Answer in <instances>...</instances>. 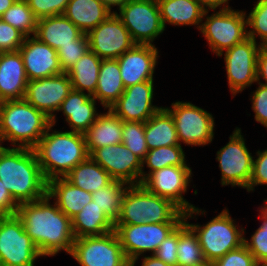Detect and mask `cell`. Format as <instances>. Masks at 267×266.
I'll return each instance as SVG.
<instances>
[{"label":"cell","mask_w":267,"mask_h":266,"mask_svg":"<svg viewBox=\"0 0 267 266\" xmlns=\"http://www.w3.org/2000/svg\"><path fill=\"white\" fill-rule=\"evenodd\" d=\"M50 200L46 195L21 203L16 215L42 256H54L61 250L71 254L75 240L71 219Z\"/></svg>","instance_id":"1"},{"label":"cell","mask_w":267,"mask_h":266,"mask_svg":"<svg viewBox=\"0 0 267 266\" xmlns=\"http://www.w3.org/2000/svg\"><path fill=\"white\" fill-rule=\"evenodd\" d=\"M0 180L18 203L47 195L45 179L34 149L0 146Z\"/></svg>","instance_id":"2"},{"label":"cell","mask_w":267,"mask_h":266,"mask_svg":"<svg viewBox=\"0 0 267 266\" xmlns=\"http://www.w3.org/2000/svg\"><path fill=\"white\" fill-rule=\"evenodd\" d=\"M52 127L51 124L34 148L47 181L66 176L77 164L89 157L84 134L53 131Z\"/></svg>","instance_id":"3"},{"label":"cell","mask_w":267,"mask_h":266,"mask_svg":"<svg viewBox=\"0 0 267 266\" xmlns=\"http://www.w3.org/2000/svg\"><path fill=\"white\" fill-rule=\"evenodd\" d=\"M50 125L51 119L25 99L4 101L0 109V145L7 140L13 147L34 149Z\"/></svg>","instance_id":"4"},{"label":"cell","mask_w":267,"mask_h":266,"mask_svg":"<svg viewBox=\"0 0 267 266\" xmlns=\"http://www.w3.org/2000/svg\"><path fill=\"white\" fill-rule=\"evenodd\" d=\"M184 217V212L170 200L152 194L142 184H135L124 194L116 224L182 223Z\"/></svg>","instance_id":"5"},{"label":"cell","mask_w":267,"mask_h":266,"mask_svg":"<svg viewBox=\"0 0 267 266\" xmlns=\"http://www.w3.org/2000/svg\"><path fill=\"white\" fill-rule=\"evenodd\" d=\"M204 212L205 210L193 207L184 213V221L197 235L207 262L213 263L227 252L243 245L245 230L242 227L238 229V225L233 222L227 209L222 210L220 214L202 226L187 222L188 218H194L193 214L203 215Z\"/></svg>","instance_id":"6"},{"label":"cell","mask_w":267,"mask_h":266,"mask_svg":"<svg viewBox=\"0 0 267 266\" xmlns=\"http://www.w3.org/2000/svg\"><path fill=\"white\" fill-rule=\"evenodd\" d=\"M243 11H235L232 8L219 10L211 16L205 17L200 31L208 41L212 52L217 56L234 45L243 42L247 37V19Z\"/></svg>","instance_id":"7"},{"label":"cell","mask_w":267,"mask_h":266,"mask_svg":"<svg viewBox=\"0 0 267 266\" xmlns=\"http://www.w3.org/2000/svg\"><path fill=\"white\" fill-rule=\"evenodd\" d=\"M181 223L115 224L120 244L130 266H135L140 255L147 251L153 255L161 242Z\"/></svg>","instance_id":"8"},{"label":"cell","mask_w":267,"mask_h":266,"mask_svg":"<svg viewBox=\"0 0 267 266\" xmlns=\"http://www.w3.org/2000/svg\"><path fill=\"white\" fill-rule=\"evenodd\" d=\"M40 256L18 216H0V266H34Z\"/></svg>","instance_id":"9"},{"label":"cell","mask_w":267,"mask_h":266,"mask_svg":"<svg viewBox=\"0 0 267 266\" xmlns=\"http://www.w3.org/2000/svg\"><path fill=\"white\" fill-rule=\"evenodd\" d=\"M118 11L116 15L135 44L154 45V39L165 30L157 0H129Z\"/></svg>","instance_id":"10"},{"label":"cell","mask_w":267,"mask_h":266,"mask_svg":"<svg viewBox=\"0 0 267 266\" xmlns=\"http://www.w3.org/2000/svg\"><path fill=\"white\" fill-rule=\"evenodd\" d=\"M70 255L81 266H130L115 231L75 238Z\"/></svg>","instance_id":"11"},{"label":"cell","mask_w":267,"mask_h":266,"mask_svg":"<svg viewBox=\"0 0 267 266\" xmlns=\"http://www.w3.org/2000/svg\"><path fill=\"white\" fill-rule=\"evenodd\" d=\"M165 108L174 119L180 145L204 146L212 142L215 122L211 113L182 101L172 103L171 109Z\"/></svg>","instance_id":"12"},{"label":"cell","mask_w":267,"mask_h":266,"mask_svg":"<svg viewBox=\"0 0 267 266\" xmlns=\"http://www.w3.org/2000/svg\"><path fill=\"white\" fill-rule=\"evenodd\" d=\"M229 139V142L216 153L222 174L221 185L240 186L249 192L255 157L245 145L241 128H235Z\"/></svg>","instance_id":"13"},{"label":"cell","mask_w":267,"mask_h":266,"mask_svg":"<svg viewBox=\"0 0 267 266\" xmlns=\"http://www.w3.org/2000/svg\"><path fill=\"white\" fill-rule=\"evenodd\" d=\"M261 44L246 38L225 51L228 85L233 97L257 82V60Z\"/></svg>","instance_id":"14"},{"label":"cell","mask_w":267,"mask_h":266,"mask_svg":"<svg viewBox=\"0 0 267 266\" xmlns=\"http://www.w3.org/2000/svg\"><path fill=\"white\" fill-rule=\"evenodd\" d=\"M190 178L192 170L189 166H167L150 173L141 184L152 194L170 200L185 213L195 207L183 197Z\"/></svg>","instance_id":"15"},{"label":"cell","mask_w":267,"mask_h":266,"mask_svg":"<svg viewBox=\"0 0 267 266\" xmlns=\"http://www.w3.org/2000/svg\"><path fill=\"white\" fill-rule=\"evenodd\" d=\"M87 37L89 49L100 59H117L135 45L115 11L89 31Z\"/></svg>","instance_id":"16"},{"label":"cell","mask_w":267,"mask_h":266,"mask_svg":"<svg viewBox=\"0 0 267 266\" xmlns=\"http://www.w3.org/2000/svg\"><path fill=\"white\" fill-rule=\"evenodd\" d=\"M111 178L129 185L141 184L142 160L123 143L95 149L89 155Z\"/></svg>","instance_id":"17"},{"label":"cell","mask_w":267,"mask_h":266,"mask_svg":"<svg viewBox=\"0 0 267 266\" xmlns=\"http://www.w3.org/2000/svg\"><path fill=\"white\" fill-rule=\"evenodd\" d=\"M71 90L70 78L64 72L48 78L29 80L24 99L36 109L44 112L54 126L56 123L54 113L58 112L61 103Z\"/></svg>","instance_id":"18"},{"label":"cell","mask_w":267,"mask_h":266,"mask_svg":"<svg viewBox=\"0 0 267 266\" xmlns=\"http://www.w3.org/2000/svg\"><path fill=\"white\" fill-rule=\"evenodd\" d=\"M154 82L145 81L125 88L123 94L110 107L122 121L146 122L162 108L152 104Z\"/></svg>","instance_id":"19"},{"label":"cell","mask_w":267,"mask_h":266,"mask_svg":"<svg viewBox=\"0 0 267 266\" xmlns=\"http://www.w3.org/2000/svg\"><path fill=\"white\" fill-rule=\"evenodd\" d=\"M18 51L22 56L28 80H38L64 73L57 51L35 36L26 37Z\"/></svg>","instance_id":"20"},{"label":"cell","mask_w":267,"mask_h":266,"mask_svg":"<svg viewBox=\"0 0 267 266\" xmlns=\"http://www.w3.org/2000/svg\"><path fill=\"white\" fill-rule=\"evenodd\" d=\"M158 53L154 45L135 44L117 58L125 88L145 81H154Z\"/></svg>","instance_id":"21"},{"label":"cell","mask_w":267,"mask_h":266,"mask_svg":"<svg viewBox=\"0 0 267 266\" xmlns=\"http://www.w3.org/2000/svg\"><path fill=\"white\" fill-rule=\"evenodd\" d=\"M28 81L20 52H0V97L24 99Z\"/></svg>","instance_id":"22"},{"label":"cell","mask_w":267,"mask_h":266,"mask_svg":"<svg viewBox=\"0 0 267 266\" xmlns=\"http://www.w3.org/2000/svg\"><path fill=\"white\" fill-rule=\"evenodd\" d=\"M96 99L86 92L72 89L61 103L62 111L71 131L84 134L98 117Z\"/></svg>","instance_id":"23"},{"label":"cell","mask_w":267,"mask_h":266,"mask_svg":"<svg viewBox=\"0 0 267 266\" xmlns=\"http://www.w3.org/2000/svg\"><path fill=\"white\" fill-rule=\"evenodd\" d=\"M47 195L50 199H55L54 203L70 219L92 201V193L74 186L64 177L47 181Z\"/></svg>","instance_id":"24"},{"label":"cell","mask_w":267,"mask_h":266,"mask_svg":"<svg viewBox=\"0 0 267 266\" xmlns=\"http://www.w3.org/2000/svg\"><path fill=\"white\" fill-rule=\"evenodd\" d=\"M83 32L64 15L41 18L37 22L35 37L56 51L73 44Z\"/></svg>","instance_id":"25"},{"label":"cell","mask_w":267,"mask_h":266,"mask_svg":"<svg viewBox=\"0 0 267 266\" xmlns=\"http://www.w3.org/2000/svg\"><path fill=\"white\" fill-rule=\"evenodd\" d=\"M164 29L166 22L171 25H196L201 28L203 18L209 10H205L198 0H157Z\"/></svg>","instance_id":"26"},{"label":"cell","mask_w":267,"mask_h":266,"mask_svg":"<svg viewBox=\"0 0 267 266\" xmlns=\"http://www.w3.org/2000/svg\"><path fill=\"white\" fill-rule=\"evenodd\" d=\"M123 121L110 109L100 113L95 122L84 133L89 155L98 148L122 143Z\"/></svg>","instance_id":"27"},{"label":"cell","mask_w":267,"mask_h":266,"mask_svg":"<svg viewBox=\"0 0 267 266\" xmlns=\"http://www.w3.org/2000/svg\"><path fill=\"white\" fill-rule=\"evenodd\" d=\"M111 13L100 0H70L63 15L87 34Z\"/></svg>","instance_id":"28"},{"label":"cell","mask_w":267,"mask_h":266,"mask_svg":"<svg viewBox=\"0 0 267 266\" xmlns=\"http://www.w3.org/2000/svg\"><path fill=\"white\" fill-rule=\"evenodd\" d=\"M124 90L117 59H102L97 88L92 97L99 100L105 109H110Z\"/></svg>","instance_id":"29"},{"label":"cell","mask_w":267,"mask_h":266,"mask_svg":"<svg viewBox=\"0 0 267 266\" xmlns=\"http://www.w3.org/2000/svg\"><path fill=\"white\" fill-rule=\"evenodd\" d=\"M145 138L149 150L180 144L174 119L166 108L162 107L145 122Z\"/></svg>","instance_id":"30"},{"label":"cell","mask_w":267,"mask_h":266,"mask_svg":"<svg viewBox=\"0 0 267 266\" xmlns=\"http://www.w3.org/2000/svg\"><path fill=\"white\" fill-rule=\"evenodd\" d=\"M71 222L75 238L103 235L114 231V224L93 201L86 204Z\"/></svg>","instance_id":"31"},{"label":"cell","mask_w":267,"mask_h":266,"mask_svg":"<svg viewBox=\"0 0 267 266\" xmlns=\"http://www.w3.org/2000/svg\"><path fill=\"white\" fill-rule=\"evenodd\" d=\"M64 178L89 193L96 192L113 181L110 174L90 156L77 164Z\"/></svg>","instance_id":"32"},{"label":"cell","mask_w":267,"mask_h":266,"mask_svg":"<svg viewBox=\"0 0 267 266\" xmlns=\"http://www.w3.org/2000/svg\"><path fill=\"white\" fill-rule=\"evenodd\" d=\"M102 63L90 49L66 72L70 78L72 89L87 91L91 96L97 88L99 70Z\"/></svg>","instance_id":"33"},{"label":"cell","mask_w":267,"mask_h":266,"mask_svg":"<svg viewBox=\"0 0 267 266\" xmlns=\"http://www.w3.org/2000/svg\"><path fill=\"white\" fill-rule=\"evenodd\" d=\"M203 250L199 245L197 235L183 221L179 225L177 245V266H199L206 263Z\"/></svg>","instance_id":"34"},{"label":"cell","mask_w":267,"mask_h":266,"mask_svg":"<svg viewBox=\"0 0 267 266\" xmlns=\"http://www.w3.org/2000/svg\"><path fill=\"white\" fill-rule=\"evenodd\" d=\"M129 186L125 182L113 180L106 187L92 193V201L103 210L105 216L114 225L118 221L122 199Z\"/></svg>","instance_id":"35"},{"label":"cell","mask_w":267,"mask_h":266,"mask_svg":"<svg viewBox=\"0 0 267 266\" xmlns=\"http://www.w3.org/2000/svg\"><path fill=\"white\" fill-rule=\"evenodd\" d=\"M149 169V172H141V182L152 172L162 169L167 166H188L185 161V153L182 146H162L156 149L149 150L142 161Z\"/></svg>","instance_id":"36"},{"label":"cell","mask_w":267,"mask_h":266,"mask_svg":"<svg viewBox=\"0 0 267 266\" xmlns=\"http://www.w3.org/2000/svg\"><path fill=\"white\" fill-rule=\"evenodd\" d=\"M0 18L26 37L36 33L38 19L25 0L15 1Z\"/></svg>","instance_id":"37"},{"label":"cell","mask_w":267,"mask_h":266,"mask_svg":"<svg viewBox=\"0 0 267 266\" xmlns=\"http://www.w3.org/2000/svg\"><path fill=\"white\" fill-rule=\"evenodd\" d=\"M122 143L143 161L149 151L145 138V123L123 121Z\"/></svg>","instance_id":"38"},{"label":"cell","mask_w":267,"mask_h":266,"mask_svg":"<svg viewBox=\"0 0 267 266\" xmlns=\"http://www.w3.org/2000/svg\"><path fill=\"white\" fill-rule=\"evenodd\" d=\"M246 19L247 27H250L247 37L256 42L258 36L260 44L267 46V0H258Z\"/></svg>","instance_id":"39"},{"label":"cell","mask_w":267,"mask_h":266,"mask_svg":"<svg viewBox=\"0 0 267 266\" xmlns=\"http://www.w3.org/2000/svg\"><path fill=\"white\" fill-rule=\"evenodd\" d=\"M260 216L262 224L256 229L253 235H251V240H247L244 237L243 244L253 255L255 260L261 265L265 266L267 264V212L261 208Z\"/></svg>","instance_id":"40"},{"label":"cell","mask_w":267,"mask_h":266,"mask_svg":"<svg viewBox=\"0 0 267 266\" xmlns=\"http://www.w3.org/2000/svg\"><path fill=\"white\" fill-rule=\"evenodd\" d=\"M89 42L86 33H82L73 44L61 46L57 50V55L63 72H67L87 51Z\"/></svg>","instance_id":"41"},{"label":"cell","mask_w":267,"mask_h":266,"mask_svg":"<svg viewBox=\"0 0 267 266\" xmlns=\"http://www.w3.org/2000/svg\"><path fill=\"white\" fill-rule=\"evenodd\" d=\"M212 266H261L243 244L211 263Z\"/></svg>","instance_id":"42"},{"label":"cell","mask_w":267,"mask_h":266,"mask_svg":"<svg viewBox=\"0 0 267 266\" xmlns=\"http://www.w3.org/2000/svg\"><path fill=\"white\" fill-rule=\"evenodd\" d=\"M35 17L39 20L45 17L63 15L70 0H25Z\"/></svg>","instance_id":"43"},{"label":"cell","mask_w":267,"mask_h":266,"mask_svg":"<svg viewBox=\"0 0 267 266\" xmlns=\"http://www.w3.org/2000/svg\"><path fill=\"white\" fill-rule=\"evenodd\" d=\"M26 36L0 18V52H15L23 45Z\"/></svg>","instance_id":"44"},{"label":"cell","mask_w":267,"mask_h":266,"mask_svg":"<svg viewBox=\"0 0 267 266\" xmlns=\"http://www.w3.org/2000/svg\"><path fill=\"white\" fill-rule=\"evenodd\" d=\"M179 239V226L158 246L153 254L165 264L177 266V245Z\"/></svg>","instance_id":"45"},{"label":"cell","mask_w":267,"mask_h":266,"mask_svg":"<svg viewBox=\"0 0 267 266\" xmlns=\"http://www.w3.org/2000/svg\"><path fill=\"white\" fill-rule=\"evenodd\" d=\"M257 158L253 159L252 177L249 183V192L257 185H267V149L256 152Z\"/></svg>","instance_id":"46"},{"label":"cell","mask_w":267,"mask_h":266,"mask_svg":"<svg viewBox=\"0 0 267 266\" xmlns=\"http://www.w3.org/2000/svg\"><path fill=\"white\" fill-rule=\"evenodd\" d=\"M251 96L255 120L267 128V86L260 83Z\"/></svg>","instance_id":"47"},{"label":"cell","mask_w":267,"mask_h":266,"mask_svg":"<svg viewBox=\"0 0 267 266\" xmlns=\"http://www.w3.org/2000/svg\"><path fill=\"white\" fill-rule=\"evenodd\" d=\"M19 204L13 199L10 192L0 180V216L16 215Z\"/></svg>","instance_id":"48"},{"label":"cell","mask_w":267,"mask_h":266,"mask_svg":"<svg viewBox=\"0 0 267 266\" xmlns=\"http://www.w3.org/2000/svg\"><path fill=\"white\" fill-rule=\"evenodd\" d=\"M265 80V83L260 82V78ZM257 83L267 86V46H261L257 60Z\"/></svg>","instance_id":"49"},{"label":"cell","mask_w":267,"mask_h":266,"mask_svg":"<svg viewBox=\"0 0 267 266\" xmlns=\"http://www.w3.org/2000/svg\"><path fill=\"white\" fill-rule=\"evenodd\" d=\"M229 0H198L200 5L205 9V10H216V8H221V10H226V9H231V7L228 5ZM223 4V5H222ZM226 4V5H224ZM208 7V8H207Z\"/></svg>","instance_id":"50"},{"label":"cell","mask_w":267,"mask_h":266,"mask_svg":"<svg viewBox=\"0 0 267 266\" xmlns=\"http://www.w3.org/2000/svg\"><path fill=\"white\" fill-rule=\"evenodd\" d=\"M141 266H170L158 259L156 256H144Z\"/></svg>","instance_id":"51"},{"label":"cell","mask_w":267,"mask_h":266,"mask_svg":"<svg viewBox=\"0 0 267 266\" xmlns=\"http://www.w3.org/2000/svg\"><path fill=\"white\" fill-rule=\"evenodd\" d=\"M110 11L112 7L118 6L117 8H121L124 6L129 0H100Z\"/></svg>","instance_id":"52"},{"label":"cell","mask_w":267,"mask_h":266,"mask_svg":"<svg viewBox=\"0 0 267 266\" xmlns=\"http://www.w3.org/2000/svg\"><path fill=\"white\" fill-rule=\"evenodd\" d=\"M15 1L16 0H0V16H2Z\"/></svg>","instance_id":"53"},{"label":"cell","mask_w":267,"mask_h":266,"mask_svg":"<svg viewBox=\"0 0 267 266\" xmlns=\"http://www.w3.org/2000/svg\"><path fill=\"white\" fill-rule=\"evenodd\" d=\"M199 266H212V264L209 263V262H206V263H204V264H202V265H199Z\"/></svg>","instance_id":"54"},{"label":"cell","mask_w":267,"mask_h":266,"mask_svg":"<svg viewBox=\"0 0 267 266\" xmlns=\"http://www.w3.org/2000/svg\"><path fill=\"white\" fill-rule=\"evenodd\" d=\"M3 102H4V100L0 97V109H1V107L3 105Z\"/></svg>","instance_id":"55"},{"label":"cell","mask_w":267,"mask_h":266,"mask_svg":"<svg viewBox=\"0 0 267 266\" xmlns=\"http://www.w3.org/2000/svg\"><path fill=\"white\" fill-rule=\"evenodd\" d=\"M264 201H265V203H266V204H265V205H263V207H262V208H267V199H265Z\"/></svg>","instance_id":"56"}]
</instances>
